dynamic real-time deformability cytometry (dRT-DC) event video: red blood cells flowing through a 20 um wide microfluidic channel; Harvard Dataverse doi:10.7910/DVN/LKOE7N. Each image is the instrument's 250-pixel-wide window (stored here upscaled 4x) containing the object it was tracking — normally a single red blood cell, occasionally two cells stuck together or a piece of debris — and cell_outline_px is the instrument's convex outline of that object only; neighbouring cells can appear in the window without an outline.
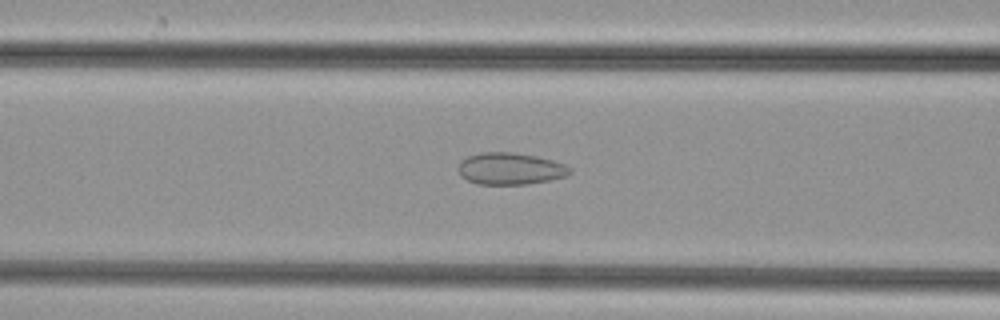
{"species": "common noctule bat (a hibernating species)", "species_latin": "Nyctalus noctula", "temperature_condition": "cold", "stored_images_in_passage": 33, "camera_frame_rate_fps": 3000, "um_per_image_px": 0.085, "animal": {"sex": "female", "body_mass_g": 29.2, "forearm_length_mm": 56.3}, "frame": {"image": 1, "passage_image": 10, "time_ms": 3.0, "image_size_px": [1000, 320], "cell_outline_px": [[572, 172], [568, 176], [528, 184], [480, 184], [468, 180], [460, 176], [456, 168], [460, 160], [468, 156], [480, 152], [512, 152], [536, 156], [552, 160], [564, 164], [572, 168]], "centroid_in_image_um": [43.35, 14.33], "position_along_channel_um": 123.2, "area_um2": 20.92}}
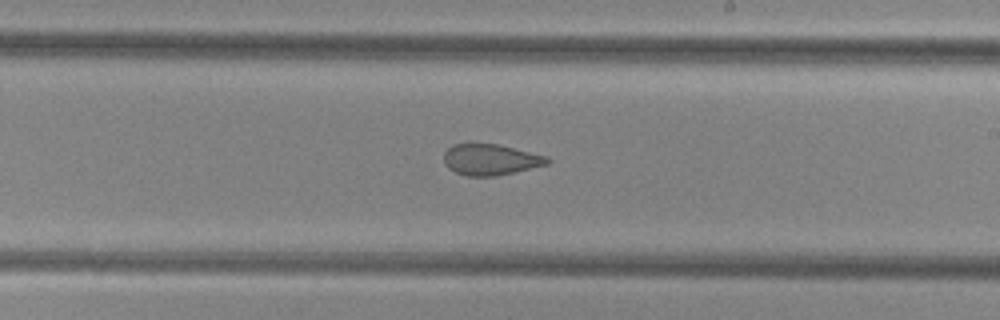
{"frame": {"image": 2, "passage_image": 19, "time_ms": 6.0, "image_size_px": [1000, 320], "cell_outline_px": [[552, 160], [548, 164], [496, 176], [468, 176], [456, 172], [448, 168], [444, 164], [444, 152], [452, 144], [496, 144], [548, 156]], "centroid_in_image_um": [41.69, 13.57], "position_along_channel_um": 247.3, "area_um2": 18.61}}
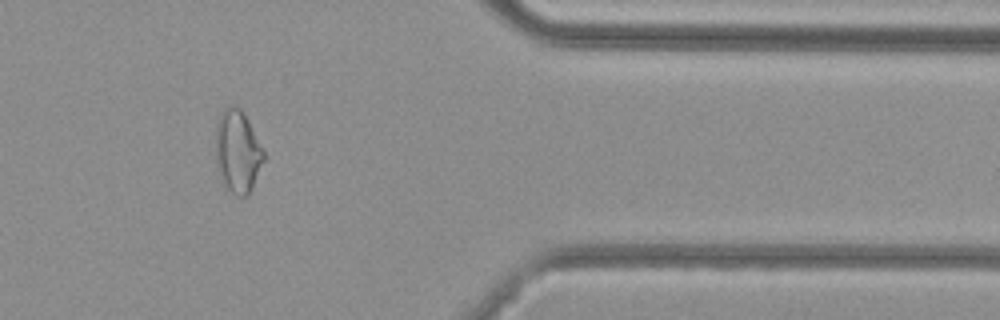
{"frame": {"image": 3, "passage_image": 31, "time_ms": 10.0, "image_size_px": [1000, 320], "cell_outline_px": [[268, 156], [248, 196], [236, 196], [224, 184], [220, 176], [216, 164], [216, 124], [224, 108], [228, 104], [240, 108], [248, 120]], "centroid_in_image_um": [20.24, 12.88], "position_along_channel_um": 391.2, "area_um2": 23.52}}